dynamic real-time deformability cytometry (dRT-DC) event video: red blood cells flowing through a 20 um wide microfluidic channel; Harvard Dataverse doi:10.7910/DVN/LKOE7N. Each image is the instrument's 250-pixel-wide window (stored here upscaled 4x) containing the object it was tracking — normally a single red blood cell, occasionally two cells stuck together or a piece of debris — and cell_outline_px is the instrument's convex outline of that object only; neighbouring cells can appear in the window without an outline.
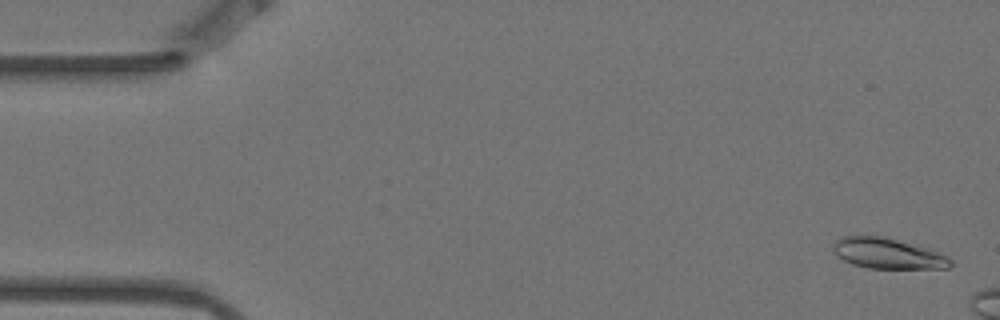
{"species": "Egyptian fruit bat (a non-hibernating species)", "species_latin": "Rousettus aegyptiacus", "temperature_condition": "warm", "stored_images_in_passage": 3, "camera_frame_rate_fps": 3000, "um_per_image_px": 0.085, "animal": {"sex": "female"}, "frame": {"image": 1, "passage_image": 1, "time_ms": 0.0, "image_size_px": [1000, 320], "cell_outline_px": [[952, 268], [868, 268], [852, 264], [836, 256], [832, 252], [832, 244], [840, 236], [856, 232], [880, 236], [936, 248], [948, 256], [952, 260]], "centroid_in_image_um": [75.45, 21.49], "position_along_channel_um": 9.6, "area_um2": 22.08}}